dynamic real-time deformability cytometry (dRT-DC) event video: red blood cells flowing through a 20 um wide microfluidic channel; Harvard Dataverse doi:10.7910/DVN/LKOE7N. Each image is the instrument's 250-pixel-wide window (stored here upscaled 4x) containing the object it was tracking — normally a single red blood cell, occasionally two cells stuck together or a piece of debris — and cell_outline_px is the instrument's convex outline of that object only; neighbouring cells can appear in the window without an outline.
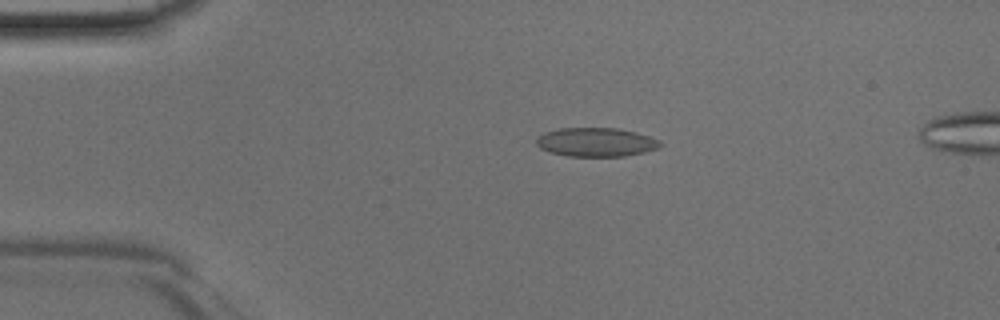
{"species": "Egyptian fruit bat (a non-hibernating species)", "species_latin": "Rousettus aegyptiacus", "temperature_condition": "room temperature", "stored_images_in_passage": 45, "segment_of_instrument_passage": [1, 2], "camera_frame_rate_fps": 3000, "um_per_image_px": 0.085, "animal": {"sex": "male"}, "frame": {"image": 1, "passage_image": 8, "time_ms": 2.333, "image_size_px": [1000, 320], "cell_outline_px": [[664, 144], [656, 148], [644, 152], [624, 156], [568, 156], [548, 152], [540, 148], [536, 144], [536, 136], [544, 132], [560, 128], [620, 128], [636, 132], [660, 140]], "centroid_in_image_um": [50.63, 12.08], "position_along_channel_um": 34.4, "area_um2": 20.98}}
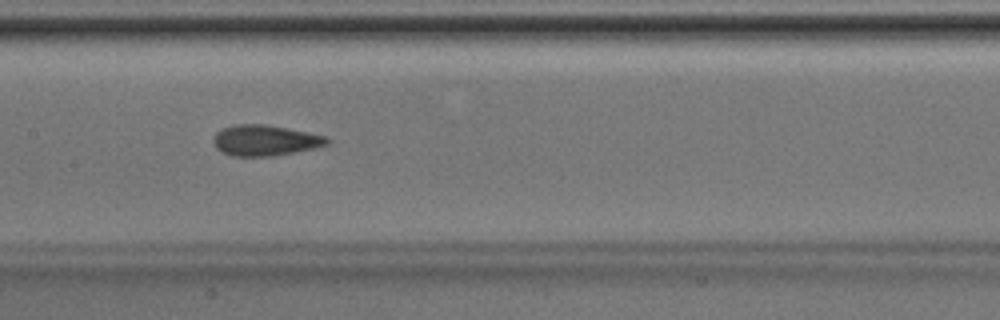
{"frame": {"image": 2, "passage_image": 21, "time_ms": 6.667, "image_size_px": [1000, 320], "cell_outline_px": [[332, 140], [328, 144], [316, 148], [272, 156], [232, 156], [220, 152], [216, 148], [212, 140], [216, 132], [232, 124], [264, 124], [288, 128], [328, 136]], "centroid_in_image_um": [22.54, 11.93], "position_along_channel_um": 184.9, "area_um2": 20.63}}
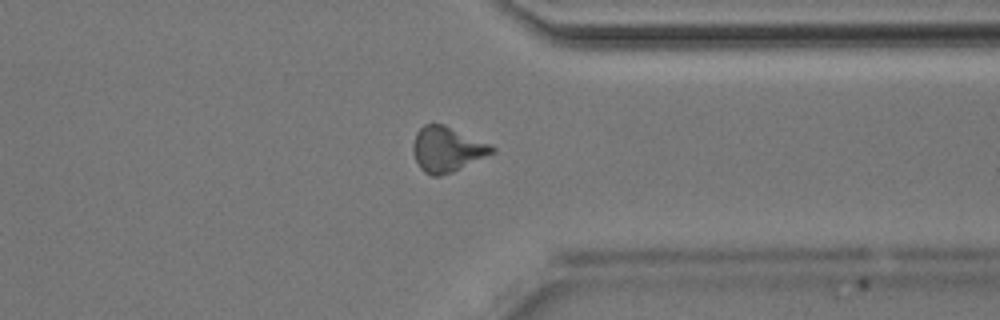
{"frame": {"image": 3, "passage_image": 34, "time_ms": 11.0, "image_size_px": [1000, 320], "cell_outline_px": [[496, 152], [452, 172], [440, 176], [432, 176], [424, 172], [420, 168], [412, 152], [412, 144], [416, 132], [424, 124], [444, 124], [488, 144], [496, 148]], "centroid_in_image_um": [37.96, 12.7], "position_along_channel_um": 373.4, "area_um2": 20.63}}